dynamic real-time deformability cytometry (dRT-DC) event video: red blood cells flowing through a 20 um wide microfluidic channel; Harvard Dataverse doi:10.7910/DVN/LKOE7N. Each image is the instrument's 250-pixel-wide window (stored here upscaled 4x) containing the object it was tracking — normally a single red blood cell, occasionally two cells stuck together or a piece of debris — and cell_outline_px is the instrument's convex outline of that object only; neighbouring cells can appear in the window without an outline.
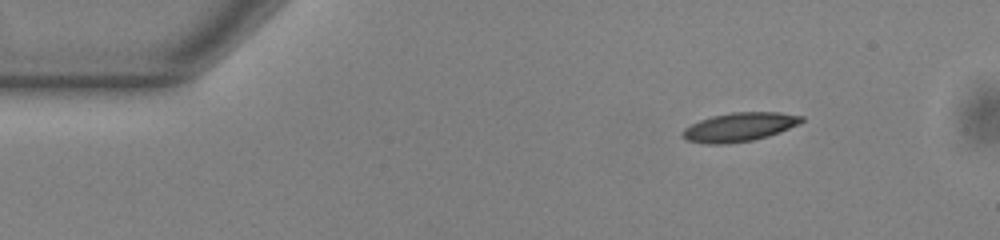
{"species": "common noctule bat (a hibernating species)", "species_latin": "Nyctalus noctula", "temperature_condition": "warm", "stored_images_in_passage": 47, "camera_frame_rate_fps": 3000, "um_per_image_px": 0.085, "animal": {"sex": "male", "body_mass_g": 13.0, "forearm_length_mm": 53.1}, "frame": {"image": 1, "passage_image": 1, "time_ms": 0.0, "image_size_px": [1000, 240], "cell_outline_px": [[804, 120], [800, 124], [780, 132], [768, 136], [752, 140], [728, 144], [708, 144], [688, 140], [680, 136], [680, 132], [684, 128], [700, 120], [712, 116], [732, 112], [780, 112], [804, 116]], "centroid_in_image_um": [62.86, 10.79], "position_along_channel_um": 22.1, "area_um2": 20.11}}
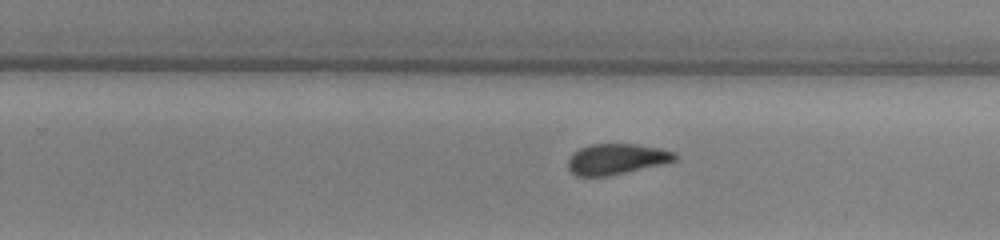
{"frame": {"image": 2, "passage_image": 27, "time_ms": 8.667, "image_size_px": [1000, 240], "cell_outline_px": [[676, 160], [660, 164], [608, 176], [576, 176], [568, 168], [568, 160], [572, 152], [580, 148], [592, 144], [636, 144], [660, 148], [676, 152]], "centroid_in_image_um": [52.37, 13.51], "position_along_channel_um": 277.4, "area_um2": 18.96}}
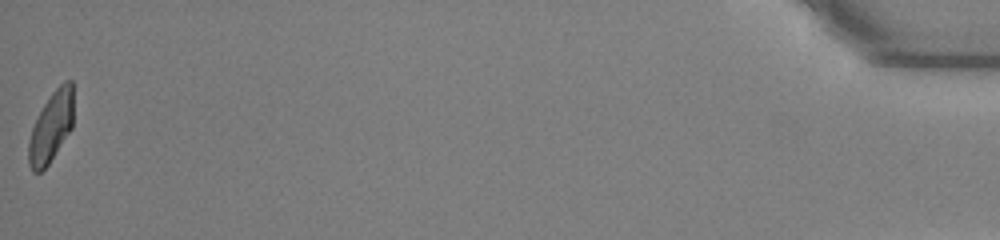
{"frame": {"image": 3, "passage_image": 47, "time_ms": 15.333, "image_size_px": [1000, 240], "cell_outline_px": [[72, 128], [48, 164], [40, 172], [32, 172], [28, 164], [28, 140], [32, 128], [44, 104], [52, 92], [64, 80], [72, 80]], "centroid_in_image_um": [4.33, 10.81], "position_along_channel_um": 430.9, "area_um2": 18.15}, "authors_computed_cell_mechanics": {"area_um2": 19.8832, "velocity_mm_per_s": 3.8589, "shape_relaxation_time_tau1_ms": 4.1399, "shape_relaxation_time_tau2_ms": 2.753, "deformation_change_tau1": 0.146, "deformation_change_tau2": 0.1046}}